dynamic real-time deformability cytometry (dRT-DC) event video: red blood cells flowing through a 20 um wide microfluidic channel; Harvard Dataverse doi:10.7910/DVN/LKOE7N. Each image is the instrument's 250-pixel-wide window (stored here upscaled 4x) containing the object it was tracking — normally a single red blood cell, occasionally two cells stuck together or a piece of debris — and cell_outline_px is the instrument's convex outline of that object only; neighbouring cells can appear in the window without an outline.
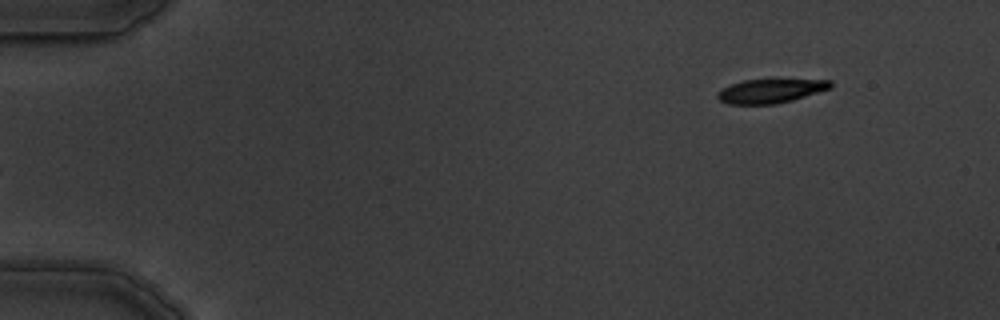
{"species": "common noctule bat (a hibernating species)", "species_latin": "Nyctalus noctula", "temperature_condition": "warm", "stored_images_in_passage": 5, "camera_frame_rate_fps": 3000, "um_per_image_px": 0.085, "animal": {"sex": "male", "body_mass_g": 19.5, "forearm_length_mm": 54.6}, "frame": {"image": 1, "passage_image": 5, "time_ms": 4.667, "image_size_px": [1000, 320], "cell_outline_px": [[832, 88], [792, 100], [776, 104], [728, 104], [720, 100], [716, 96], [724, 88], [732, 84], [744, 80], [832, 80]], "centroid_in_image_um": [65.53, 7.74], "position_along_channel_um": 19.5, "area_um2": 15.49}}